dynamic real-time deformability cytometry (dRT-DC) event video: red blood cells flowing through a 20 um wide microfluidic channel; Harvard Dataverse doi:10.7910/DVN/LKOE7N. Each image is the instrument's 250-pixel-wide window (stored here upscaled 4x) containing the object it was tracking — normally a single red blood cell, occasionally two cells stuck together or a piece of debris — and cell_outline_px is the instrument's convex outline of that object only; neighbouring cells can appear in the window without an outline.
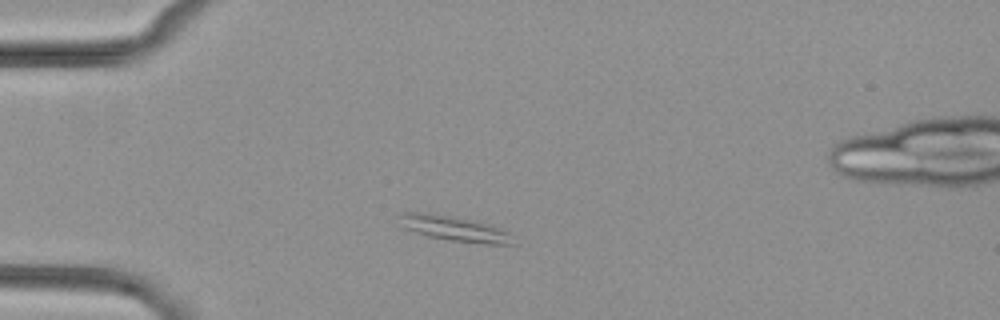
{"species": "common noctule bat (a hibernating species)", "species_latin": "Nyctalus noctula", "temperature_condition": "cold", "stored_images_in_passage": 3, "camera_frame_rate_fps": 3000, "um_per_image_px": 0.085, "animal": {"sex": "female", "body_mass_g": 29.2, "forearm_length_mm": 56.3}, "frame": {"image": 1, "passage_image": 1, "time_ms": 0.0, "image_size_px": [1000, 320], "cell_outline_px": [[516, 244], [480, 244], [452, 240], [428, 236], [404, 228], [400, 216], [400, 212], [428, 212], [452, 216], [472, 220], [488, 224], [500, 228], [516, 236]], "centroid_in_image_um": [38.72, 19.43], "position_along_channel_um": 46.3, "area_um2": 16.76}}